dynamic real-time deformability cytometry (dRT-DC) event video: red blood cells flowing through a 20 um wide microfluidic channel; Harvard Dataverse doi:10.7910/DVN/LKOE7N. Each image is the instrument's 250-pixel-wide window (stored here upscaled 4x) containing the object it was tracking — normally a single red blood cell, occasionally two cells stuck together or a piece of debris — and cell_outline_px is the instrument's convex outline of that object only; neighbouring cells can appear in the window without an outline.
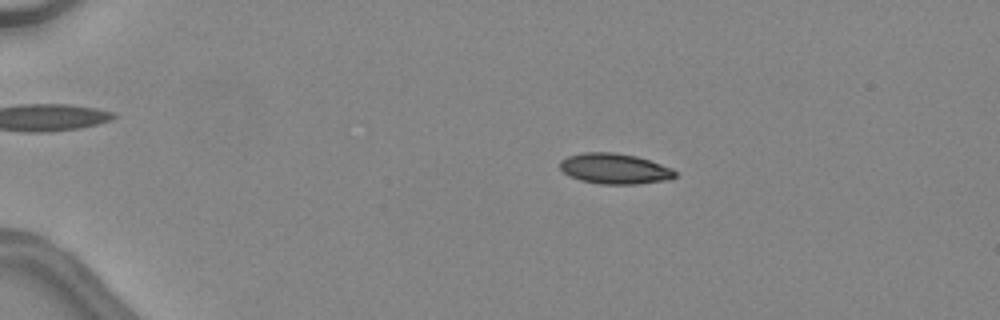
{"species": "common noctule bat (a hibernating species)", "species_latin": "Nyctalus noctula", "temperature_condition": "warm", "stored_images_in_passage": 42, "camera_frame_rate_fps": 3000, "um_per_image_px": 0.085, "animal": {"sex": "female", "body_mass_g": 24.6, "forearm_length_mm": 56.2}, "frame": {"image": 1, "passage_image": 5, "time_ms": 1.333, "image_size_px": [1000, 320], "cell_outline_px": [[676, 176], [668, 180], [636, 184], [600, 184], [580, 180], [568, 176], [560, 168], [560, 160], [568, 156], [584, 152], [616, 152], [636, 156], [672, 168], [676, 172]], "centroid_in_image_um": [52.23, 14.34], "position_along_channel_um": 32.8, "area_um2": 20.52}}
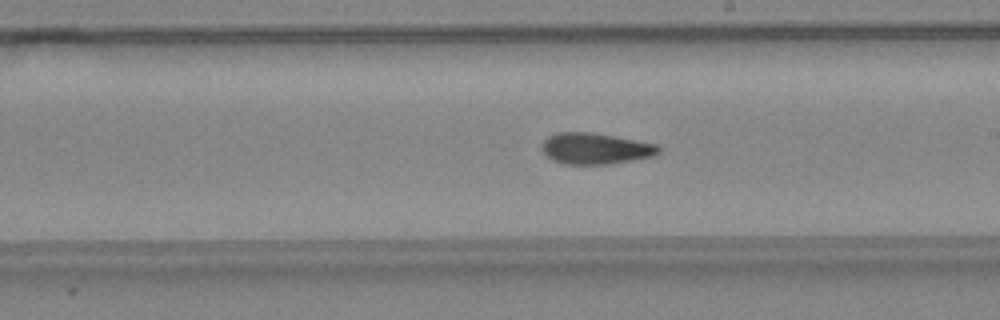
{"frame": {"image": 2, "passage_image": 24, "time_ms": 7.667, "image_size_px": [1000, 320], "cell_outline_px": [[660, 152], [656, 156], [608, 164], [564, 164], [552, 160], [540, 148], [540, 144], [548, 136], [556, 132], [588, 132], [612, 136], [656, 144], [660, 148]], "centroid_in_image_um": [50.58, 12.63], "position_along_channel_um": 238.4, "area_um2": 21.15}}
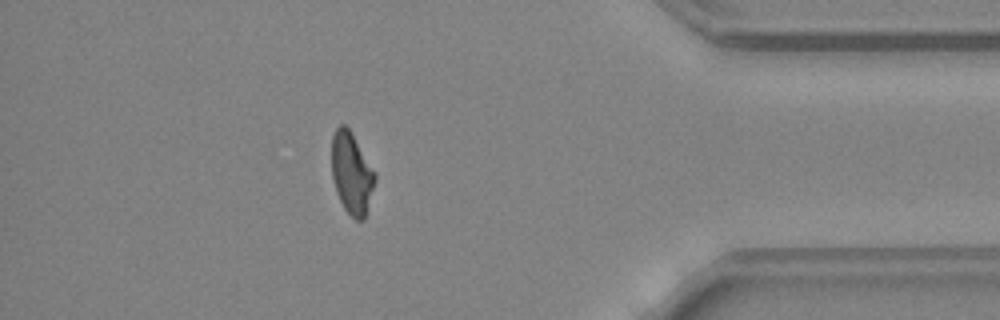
{"frame": {"image": 3, "passage_image": 37, "time_ms": 12.0, "image_size_px": [1000, 320], "cell_outline_px": [[376, 180], [364, 220], [356, 220], [344, 208], [336, 192], [332, 176], [332, 136], [336, 128], [340, 124], [344, 124], [348, 128], [376, 172]], "centroid_in_image_um": [29.89, 14.73], "position_along_channel_um": 405.3, "area_um2": 20.46}, "authors_computed_cell_mechanics": {"area_um2": 21.1548, "velocity_mm_per_s": 4.5401, "shape_relaxation_time_tau1_ms": null, "shape_relaxation_time_tau2_ms": 3.1093, "deformation_change_tau1": null, "deformation_change_tau2": 0.1105}}